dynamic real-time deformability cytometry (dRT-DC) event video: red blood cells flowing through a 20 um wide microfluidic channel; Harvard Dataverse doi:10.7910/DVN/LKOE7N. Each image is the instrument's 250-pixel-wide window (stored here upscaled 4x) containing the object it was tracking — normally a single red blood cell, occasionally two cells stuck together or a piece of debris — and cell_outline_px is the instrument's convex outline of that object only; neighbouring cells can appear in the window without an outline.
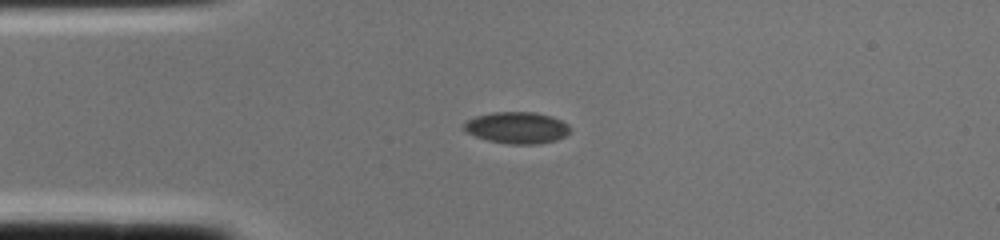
{"species": "common noctule bat (a hibernating species)", "species_latin": "Nyctalus noctula", "temperature_condition": "cold", "stored_images_in_passage": 1, "camera_frame_rate_fps": 3000, "um_per_image_px": 0.085, "animal": {"sex": "female", "body_mass_g": 22.0, "forearm_length_mm": 56.7}, "frame": {"image": 1, "passage_image": 1, "time_ms": 0.0, "image_size_px": [1000, 240], "cell_outline_px": [[572, 128], [564, 136], [556, 140], [540, 144], [508, 144], [488, 140], [476, 136], [468, 132], [464, 128], [464, 124], [468, 120], [476, 116], [492, 112], [536, 112], [552, 116], [568, 124]], "centroid_in_image_um": [43.98, 10.85], "position_along_channel_um": 41.0, "area_um2": 19.48}}